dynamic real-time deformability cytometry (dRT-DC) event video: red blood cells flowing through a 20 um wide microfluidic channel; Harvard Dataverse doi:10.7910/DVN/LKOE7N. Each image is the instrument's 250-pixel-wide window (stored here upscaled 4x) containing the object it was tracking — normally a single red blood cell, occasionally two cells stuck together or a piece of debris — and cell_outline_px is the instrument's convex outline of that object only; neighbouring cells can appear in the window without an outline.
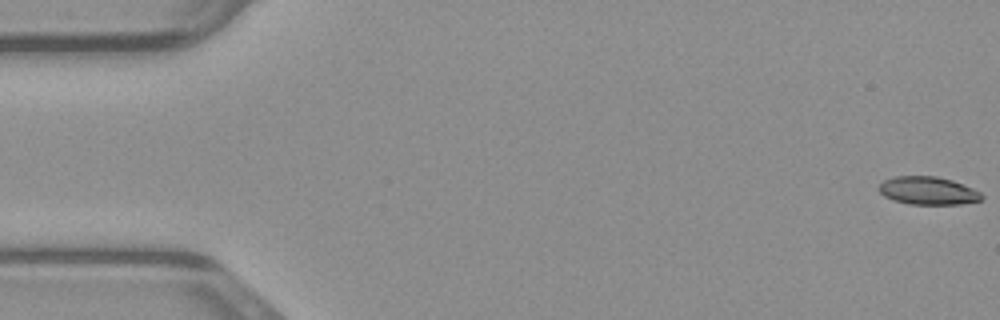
{"species": "common noctule bat (a hibernating species)", "species_latin": "Nyctalus noctula", "temperature_condition": "warm", "stored_images_in_passage": 6, "camera_frame_rate_fps": 3000, "um_per_image_px": 0.085, "animal": {"sex": "male", "body_mass_g": 23.1, "forearm_length_mm": 52.7}, "frame": {"image": 1, "passage_image": 1, "time_ms": 0.0, "image_size_px": [1000, 320], "cell_outline_px": [[984, 196], [980, 200], [960, 204], [908, 204], [884, 196], [876, 188], [884, 180], [896, 176], [936, 176], [952, 180], [972, 188], [980, 192]], "centroid_in_image_um": [78.86, 16.2], "position_along_channel_um": 6.1, "area_um2": 16.65}}